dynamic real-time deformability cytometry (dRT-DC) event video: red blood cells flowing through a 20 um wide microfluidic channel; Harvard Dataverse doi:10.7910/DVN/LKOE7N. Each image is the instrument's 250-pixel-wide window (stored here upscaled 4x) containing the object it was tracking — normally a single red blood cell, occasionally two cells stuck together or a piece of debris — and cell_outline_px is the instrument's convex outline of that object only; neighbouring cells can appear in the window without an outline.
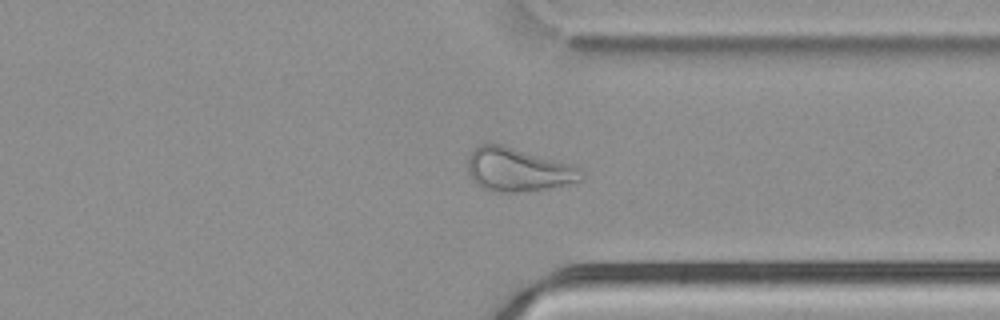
{"species": "common noctule bat (a hibernating species)", "species_latin": "Nyctalus noctula", "temperature_condition": "cold", "stored_images_in_passage": 52, "camera_frame_rate_fps": 3000, "um_per_image_px": 0.085, "animal": {"sex": "male", "body_mass_g": 21.5, "forearm_length_mm": 52.0}, "frame": {"image": 1, "passage_image": 40, "time_ms": 13.0, "image_size_px": [1000, 320], "cell_outline_px": [[584, 180], [568, 184], [548, 188], [520, 192], [496, 192], [480, 188], [472, 180], [468, 172], [468, 156], [480, 144], [500, 144], [576, 164], [584, 176]], "centroid_in_image_um": [44.06, 14.43], "position_along_channel_um": 367.3, "area_um2": 29.13}}
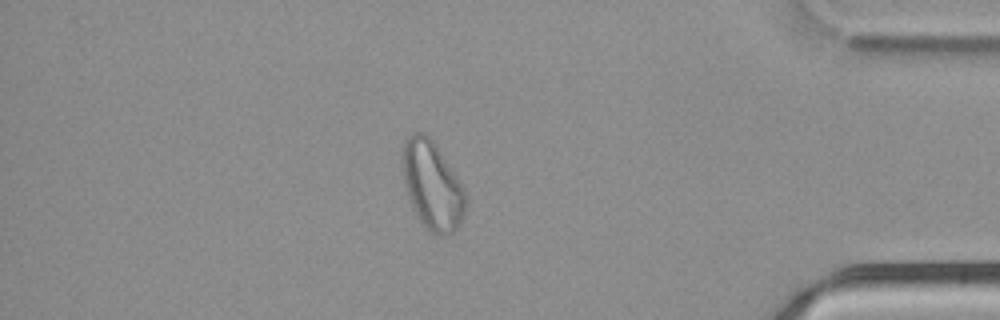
{"frame": {"image": 2, "passage_image": 45, "time_ms": 14.667, "image_size_px": [1000, 320], "cell_outline_px": [[468, 200], [464, 216], [460, 224], [452, 232], [440, 236], [432, 232], [420, 220], [408, 196], [404, 184], [400, 160], [400, 148], [404, 140], [412, 132], [424, 132], [432, 140], [464, 188]], "centroid_in_image_um": [36.71, 15.71], "position_along_channel_um": 398.5, "area_um2": 32.6}}